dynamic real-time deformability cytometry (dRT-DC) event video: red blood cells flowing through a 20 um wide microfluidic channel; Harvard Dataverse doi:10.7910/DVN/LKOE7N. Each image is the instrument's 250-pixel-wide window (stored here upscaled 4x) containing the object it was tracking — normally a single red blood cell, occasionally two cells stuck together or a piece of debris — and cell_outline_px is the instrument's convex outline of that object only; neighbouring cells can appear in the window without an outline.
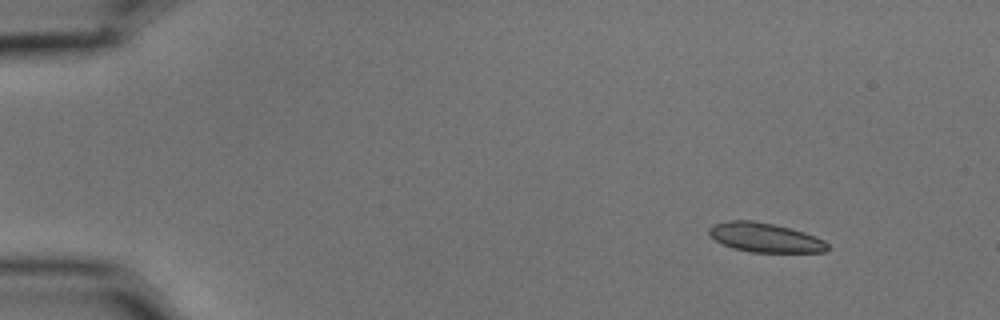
{"species": "common noctule bat (a hibernating species)", "species_latin": "Nyctalus noctula", "temperature_condition": "cold", "stored_images_in_passage": 4, "camera_frame_rate_fps": 3000, "um_per_image_px": 0.085, "animal": {"sex": "male", "body_mass_g": 15.6}, "frame": {"image": 1, "passage_image": 1, "time_ms": 0.0, "image_size_px": [1000, 320], "cell_outline_px": [[828, 248], [824, 252], [752, 252], [732, 248], [708, 236], [708, 228], [712, 224], [728, 220], [752, 220], [772, 224], [804, 232], [816, 236], [824, 240], [828, 244]], "centroid_in_image_um": [64.99, 20.18], "position_along_channel_um": 20.0, "area_um2": 20.23}}